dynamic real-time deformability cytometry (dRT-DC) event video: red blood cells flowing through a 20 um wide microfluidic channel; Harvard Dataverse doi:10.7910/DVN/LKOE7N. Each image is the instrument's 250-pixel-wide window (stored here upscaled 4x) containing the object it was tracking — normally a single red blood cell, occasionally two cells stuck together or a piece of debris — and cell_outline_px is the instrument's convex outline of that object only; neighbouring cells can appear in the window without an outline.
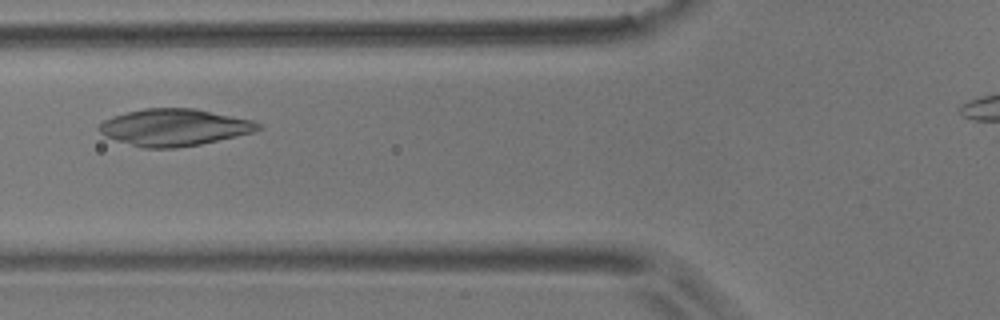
{"species": "common noctule bat (a hibernating species)", "species_latin": "Nyctalus noctula", "temperature_condition": "room temperature", "stored_images_in_passage": 6, "camera_frame_rate_fps": 3000, "um_per_image_px": 0.085, "animal": {"sex": "male", "body_mass_g": 17.9}, "frame": {"image": 1, "passage_image": 3, "time_ms": 2.0, "image_size_px": [1000, 320], "cell_outline_px": [[264, 128], [252, 132], [236, 136], [200, 144], [176, 148], [144, 148], [116, 140], [104, 136], [96, 128], [104, 120], [112, 116], [144, 108], [196, 108], [252, 120], [260, 124]], "centroid_in_image_um": [14.8, 10.82], "position_along_channel_um": 111.0, "area_um2": 34.16}}
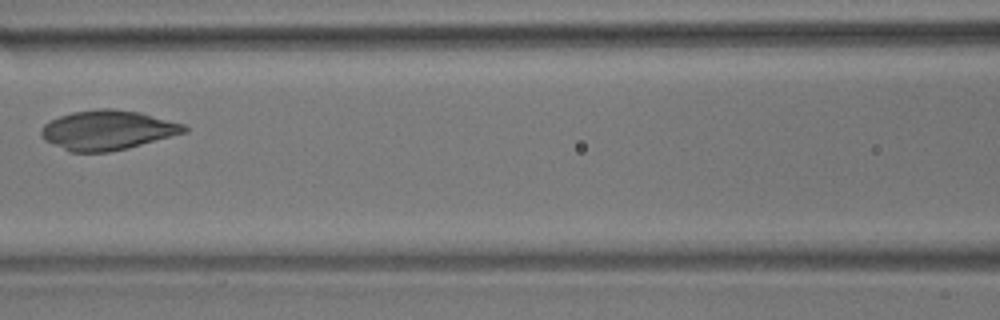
{"frame": {"image": 2, "passage_image": 4, "time_ms": 3.333, "image_size_px": [1000, 320], "cell_outline_px": [[188, 132], [128, 148], [108, 152], [68, 152], [44, 140], [40, 132], [40, 128], [44, 124], [60, 116], [72, 112], [100, 108], [112, 108], [140, 112], [184, 124], [188, 128]], "centroid_in_image_um": [9.14, 11.06], "position_along_channel_um": 157.5, "area_um2": 33.12}}
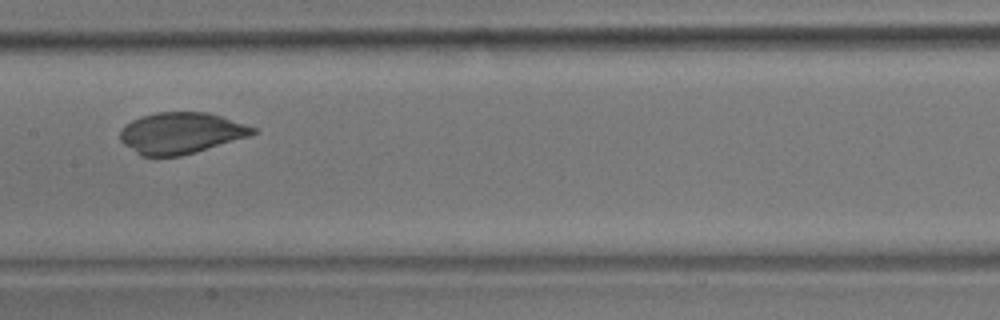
{"frame": {"image": 3, "passage_image": 5, "time_ms": 4.333, "image_size_px": [1000, 320], "cell_outline_px": [[256, 132], [248, 136], [196, 152], [180, 156], [140, 156], [124, 144], [120, 140], [120, 128], [124, 124], [140, 116], [156, 112], [208, 112], [256, 128]], "centroid_in_image_um": [15.32, 11.3], "position_along_channel_um": 192.1, "area_um2": 31.79}}